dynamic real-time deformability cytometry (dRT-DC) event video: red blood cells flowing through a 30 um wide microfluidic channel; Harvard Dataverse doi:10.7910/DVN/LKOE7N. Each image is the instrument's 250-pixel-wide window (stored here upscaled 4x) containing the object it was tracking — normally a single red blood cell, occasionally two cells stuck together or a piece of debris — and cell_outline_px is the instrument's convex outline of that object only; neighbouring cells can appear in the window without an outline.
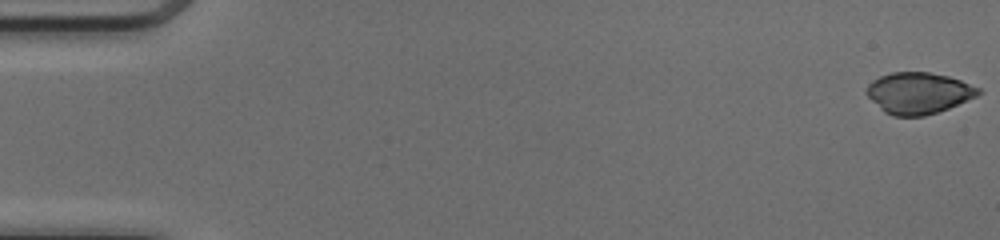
{"species": "common noctule bat (a hibernating species)", "species_latin": "Nyctalus noctula", "temperature_condition": "cold", "stored_images_in_passage": 50, "camera_frame_rate_fps": 3000, "um_per_image_px": 0.085, "animal": {"sex": "female", "body_mass_g": 17.0, "forearm_length_mm": 48.0}, "frame": {"image": 1, "passage_image": 1, "time_ms": 0.0, "image_size_px": [1000, 240], "cell_outline_px": [[980, 92], [976, 96], [948, 108], [924, 116], [892, 116], [884, 112], [864, 92], [868, 84], [872, 80], [880, 76], [892, 72], [928, 72], [948, 76], [960, 80], [980, 88]], "centroid_in_image_um": [78.04, 7.9], "position_along_channel_um": 7.0, "area_um2": 26.76}}
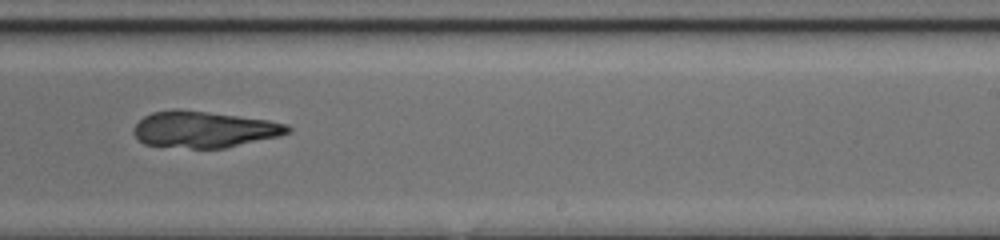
{"frame": {"image": 2, "passage_image": 32, "time_ms": 10.333, "image_size_px": [1000, 240], "cell_outline_px": [[292, 132], [280, 136], [224, 148], [192, 148], [144, 144], [132, 132], [132, 128], [144, 116], [152, 112], [172, 108], [180, 108], [268, 120], [288, 124], [292, 128]], "centroid_in_image_um": [17.35, 10.98], "position_along_channel_um": 271.6, "area_um2": 32.83}}
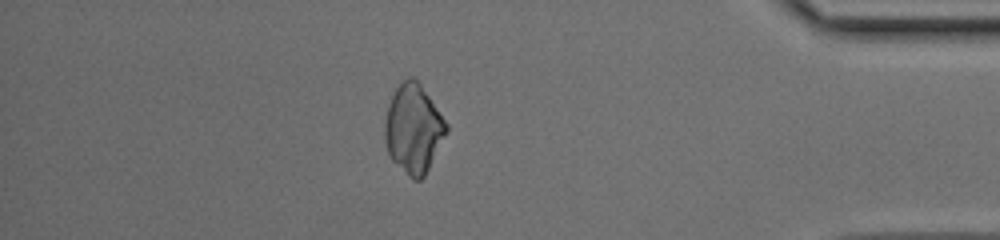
{"frame": {"image": 3, "passage_image": 44, "time_ms": 14.333, "image_size_px": [1000, 240], "cell_outline_px": [[448, 132], [424, 176], [420, 180], [412, 180], [392, 160], [388, 152], [384, 140], [384, 120], [388, 104], [396, 88], [408, 76], [412, 76], [420, 84], [448, 124]], "centroid_in_image_um": [35.13, 10.96], "position_along_channel_um": 400.1, "area_um2": 31.79}}